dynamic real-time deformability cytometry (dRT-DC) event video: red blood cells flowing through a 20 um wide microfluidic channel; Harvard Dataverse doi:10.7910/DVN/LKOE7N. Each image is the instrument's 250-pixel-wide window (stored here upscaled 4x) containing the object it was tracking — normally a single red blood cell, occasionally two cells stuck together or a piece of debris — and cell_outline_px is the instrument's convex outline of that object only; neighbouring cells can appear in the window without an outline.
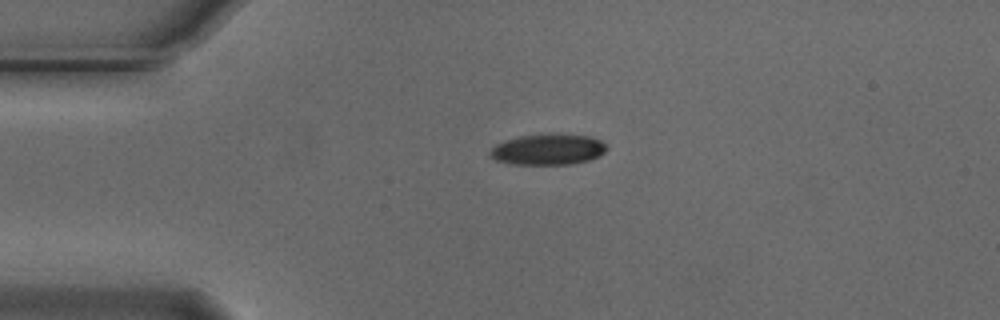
{"species": "Egyptian fruit bat (a non-hibernating species)", "species_latin": "Rousettus aegyptiacus", "temperature_condition": "cold", "stored_images_in_passage": 43, "camera_frame_rate_fps": 3000, "um_per_image_px": 0.085, "animal": {"sex": "male"}, "frame": {"image": 1, "passage_image": 1, "time_ms": 0.0, "image_size_px": [1000, 320], "cell_outline_px": [[608, 148], [604, 152], [588, 160], [568, 164], [512, 164], [496, 160], [488, 156], [488, 152], [496, 144], [504, 140], [520, 136], [552, 132], [560, 132], [588, 136], [600, 140]], "centroid_in_image_um": [46.54, 12.67], "position_along_channel_um": 38.5, "area_um2": 21.27}}
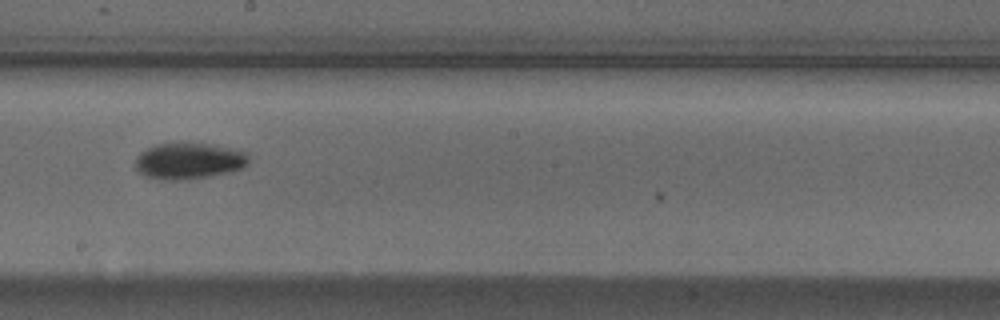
{"frame": {"image": 2, "passage_image": 19, "time_ms": 6.0, "image_size_px": [1000, 320], "cell_outline_px": [[248, 164], [240, 168], [228, 172], [208, 176], [180, 180], [172, 180], [148, 176], [140, 172], [136, 168], [136, 156], [140, 152], [156, 144], [184, 140], [212, 144], [244, 152], [248, 156]], "centroid_in_image_um": [16.03, 13.62], "position_along_channel_um": 232.2, "area_um2": 24.04}}
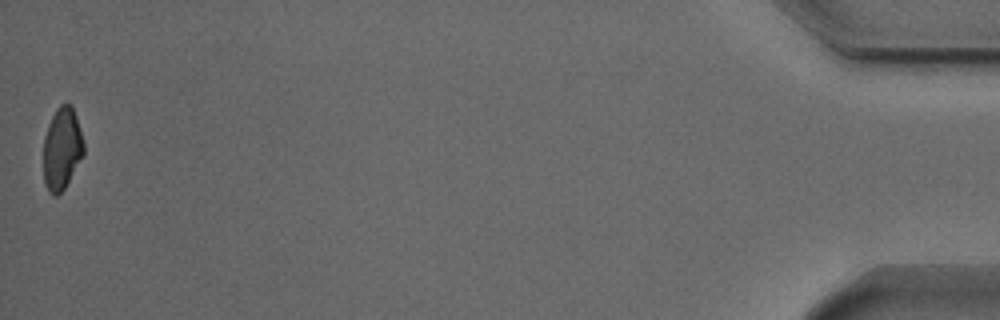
{"frame": {"image": 3, "passage_image": 43, "time_ms": 14.0, "image_size_px": [1000, 320], "cell_outline_px": [[84, 156], [64, 188], [56, 196], [52, 196], [48, 192], [44, 184], [44, 136], [48, 124], [56, 108], [60, 104], [68, 100], [72, 104], [76, 116], [84, 144]], "centroid_in_image_um": [5.27, 12.61], "position_along_channel_um": 429.9, "area_um2": 19.59}, "authors_computed_cell_mechanics": {"area_um2": 22.1374, "velocity_mm_per_s": 3.7356, "shape_relaxation_time_tau1_ms": 2.6157, "shape_relaxation_time_tau2_ms": null, "deformation_change_tau1": 0.1142, "deformation_change_tau2": null}}